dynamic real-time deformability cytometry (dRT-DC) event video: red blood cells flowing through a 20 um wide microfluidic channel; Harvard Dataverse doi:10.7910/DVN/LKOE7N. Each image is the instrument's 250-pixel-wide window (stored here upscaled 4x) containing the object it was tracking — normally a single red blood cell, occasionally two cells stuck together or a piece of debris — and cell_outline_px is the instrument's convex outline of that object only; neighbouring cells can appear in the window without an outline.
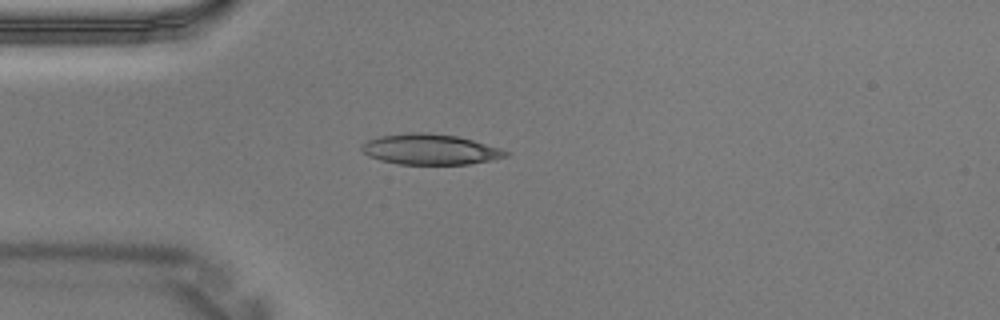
{"species": "Egyptian fruit bat (a non-hibernating species)", "species_latin": "Rousettus aegyptiacus", "temperature_condition": "warm", "stored_images_in_passage": 1, "camera_frame_rate_fps": 3000, "um_per_image_px": 0.085, "animal": {"sex": "male"}, "frame": {"image": 1, "passage_image": 1, "time_ms": 0.0, "image_size_px": [1000, 320], "cell_outline_px": [[512, 152], [508, 156], [492, 160], [468, 164], [400, 164], [380, 160], [368, 156], [360, 148], [368, 140], [380, 136], [408, 132], [424, 132], [456, 136], [472, 140], [500, 148]], "centroid_in_image_um": [36.58, 12.7], "position_along_channel_um": 48.4, "area_um2": 25.55}}